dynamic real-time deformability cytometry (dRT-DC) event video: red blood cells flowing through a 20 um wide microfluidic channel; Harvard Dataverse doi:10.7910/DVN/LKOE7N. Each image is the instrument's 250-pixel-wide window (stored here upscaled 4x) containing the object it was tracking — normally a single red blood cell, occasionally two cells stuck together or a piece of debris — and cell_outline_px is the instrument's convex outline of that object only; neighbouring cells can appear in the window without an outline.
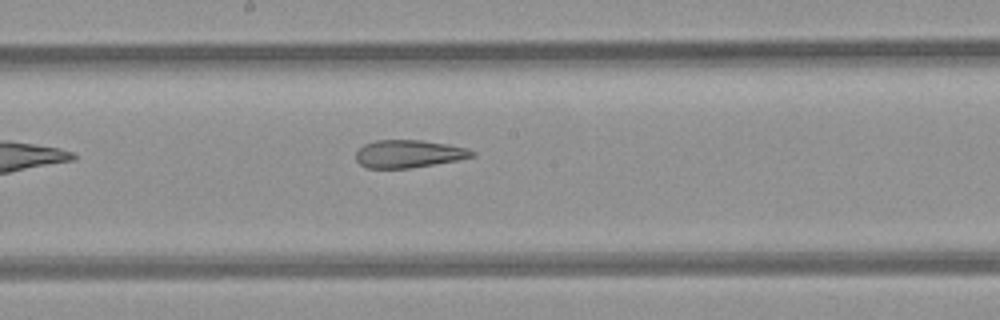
{"species": "common noctule bat (a hibernating species)", "species_latin": "Nyctalus noctula", "temperature_condition": "room temperature", "stored_images_in_passage": 5, "camera_frame_rate_fps": 3000, "um_per_image_px": 0.085, "animal": {"sex": "female", "body_mass_g": 21.9}, "frame": {"image": 1, "passage_image": 5, "time_ms": 5.667, "image_size_px": [1000, 320], "cell_outline_px": [[476, 156], [456, 160], [408, 168], [368, 168], [360, 164], [356, 160], [356, 152], [364, 144], [376, 140], [420, 140], [448, 144], [468, 148], [476, 152]], "centroid_in_image_um": [34.75, 13.06], "position_along_channel_um": 213.5, "area_um2": 18.67}}